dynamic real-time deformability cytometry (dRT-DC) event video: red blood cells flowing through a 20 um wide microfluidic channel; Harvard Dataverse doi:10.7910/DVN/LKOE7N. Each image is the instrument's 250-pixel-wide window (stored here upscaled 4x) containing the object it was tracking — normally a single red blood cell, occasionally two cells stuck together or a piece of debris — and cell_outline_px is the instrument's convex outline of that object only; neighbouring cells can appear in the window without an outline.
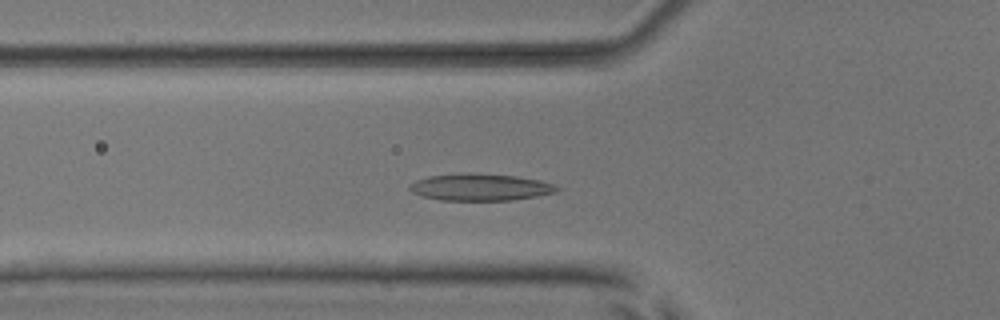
{"species": "common noctule bat (a hibernating species)", "species_latin": "Nyctalus noctula", "temperature_condition": "room temperature", "stored_images_in_passage": 49, "camera_frame_rate_fps": 3000, "um_per_image_px": 0.085, "animal": {"sex": "male", "body_mass_g": 17.9, "forearm_length_mm": 54.2}, "frame": {"image": 1, "passage_image": 14, "time_ms": 4.333, "image_size_px": [1000, 320], "cell_outline_px": [[560, 188], [556, 192], [536, 196], [512, 200], [440, 200], [420, 196], [412, 192], [408, 188], [408, 184], [416, 180], [428, 176], [468, 172], [476, 172], [516, 176], [540, 180], [556, 184]], "centroid_in_image_um": [40.8, 15.9], "position_along_channel_um": 85.0, "area_um2": 23.47}}
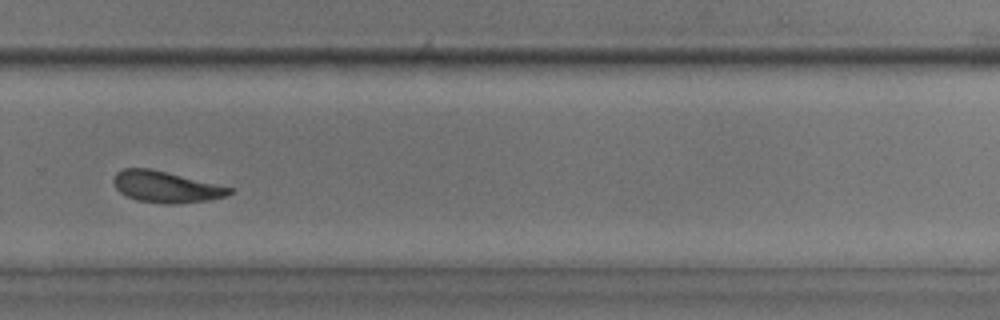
{"frame": {"image": 2, "passage_image": 32, "time_ms": 10.333, "image_size_px": [1000, 320], "cell_outline_px": [[232, 192], [224, 196], [208, 200], [176, 204], [164, 204], [136, 200], [120, 192], [116, 188], [112, 180], [116, 172], [124, 168], [148, 168], [232, 188]], "centroid_in_image_um": [14.04, 15.89], "position_along_channel_um": 315.8, "area_um2": 20.75}}
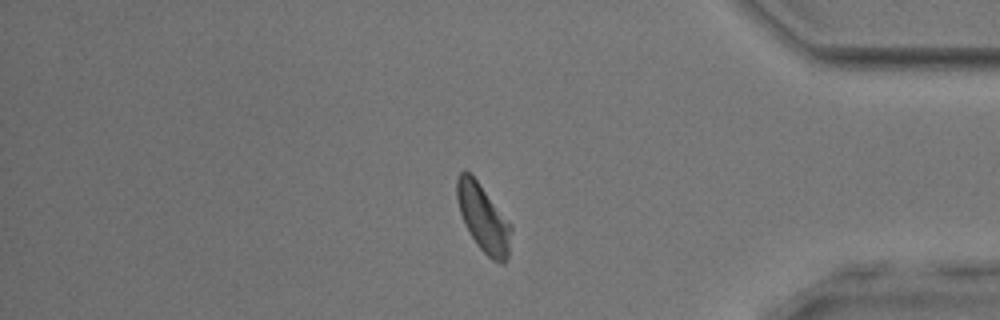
{"frame": {"image": 3, "passage_image": 40, "time_ms": 13.0, "image_size_px": [1000, 320], "cell_outline_px": [[512, 228], [508, 256], [504, 264], [500, 264], [492, 260], [476, 244], [468, 232], [460, 212], [456, 200], [456, 180], [460, 172], [464, 168], [476, 180], [512, 224]], "centroid_in_image_um": [41.08, 18.56], "position_along_channel_um": 394.1, "area_um2": 21.33}, "authors_computed_cell_mechanics": {"area_um2": 21.6172, "velocity_mm_per_s": 3.8546, "shape_relaxation_time_tau1_ms": 3.943, "shape_relaxation_time_tau2_ms": 1.909, "deformation_change_tau1": 0.1224, "deformation_change_tau2": 0.0851}}